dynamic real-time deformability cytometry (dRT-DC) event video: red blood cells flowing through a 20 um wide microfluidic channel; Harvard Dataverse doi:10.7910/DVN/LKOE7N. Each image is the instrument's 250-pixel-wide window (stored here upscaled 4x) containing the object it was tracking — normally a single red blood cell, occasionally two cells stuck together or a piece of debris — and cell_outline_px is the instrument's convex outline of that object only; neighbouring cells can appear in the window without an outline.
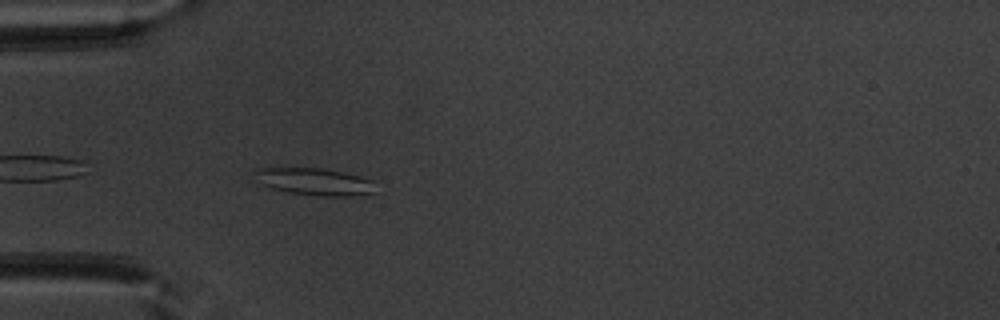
{"species": "common noctule bat (a hibernating species)", "species_latin": "Nyctalus noctula", "temperature_condition": "warm", "stored_images_in_passage": 37, "camera_frame_rate_fps": 3000, "um_per_image_px": 0.085, "animal": {"sex": "male", "body_mass_g": 20.1, "forearm_length_mm": 53.5}, "frame": {"image": 1, "passage_image": 2, "time_ms": 0.333, "image_size_px": [1000, 320], "cell_outline_px": [[376, 192], [352, 196], [320, 196], [288, 192], [272, 188], [264, 184], [256, 172], [256, 168], [320, 168], [344, 172], [360, 176], [372, 180]], "centroid_in_image_um": [26.84, 15.44], "position_along_channel_um": 58.2, "area_um2": 18.73}}
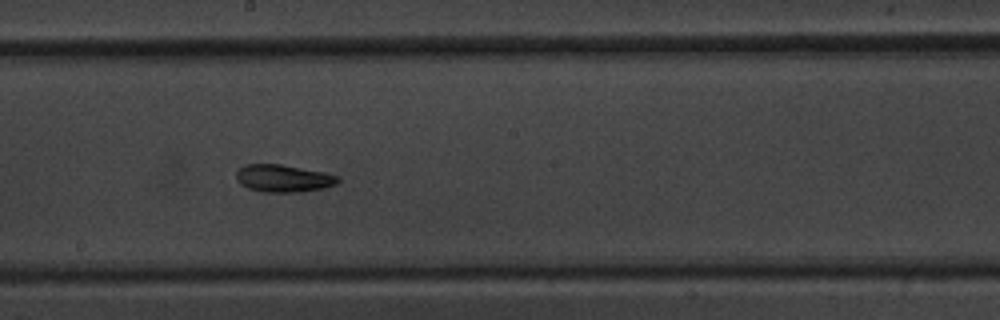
{"frame": {"image": 2, "passage_image": 15, "time_ms": 4.667, "image_size_px": [1000, 320], "cell_outline_px": [[340, 180], [336, 184], [324, 188], [300, 192], [260, 192], [248, 188], [240, 184], [236, 180], [236, 172], [244, 164], [280, 164], [324, 172], [340, 176]], "centroid_in_image_um": [24.08, 15.16], "position_along_channel_um": 224.1, "area_um2": 16.42}}
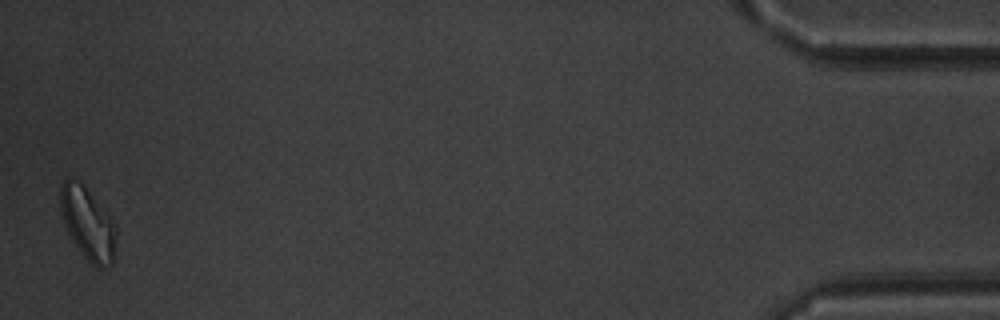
{"frame": {"image": 3, "passage_image": 37, "time_ms": 12.0, "image_size_px": [1000, 320], "cell_outline_px": [[116, 232], [112, 264], [104, 268], [96, 268], [84, 256], [72, 240], [64, 224], [60, 212], [60, 184], [68, 176], [72, 176], [80, 180], [84, 184], [112, 220], [116, 228]], "centroid_in_image_um": [7.42, 18.94], "position_along_channel_um": 427.8, "area_um2": 23.58}, "authors_computed_cell_mechanics": {"area_um2": 16.5308, "velocity_mm_per_s": 3.9514, "shape_relaxation_time_tau1_ms": 4.3576, "shape_relaxation_time_tau2_ms": 3.1153, "deformation_change_tau1": 0.11, "deformation_change_tau2": 0.108}}